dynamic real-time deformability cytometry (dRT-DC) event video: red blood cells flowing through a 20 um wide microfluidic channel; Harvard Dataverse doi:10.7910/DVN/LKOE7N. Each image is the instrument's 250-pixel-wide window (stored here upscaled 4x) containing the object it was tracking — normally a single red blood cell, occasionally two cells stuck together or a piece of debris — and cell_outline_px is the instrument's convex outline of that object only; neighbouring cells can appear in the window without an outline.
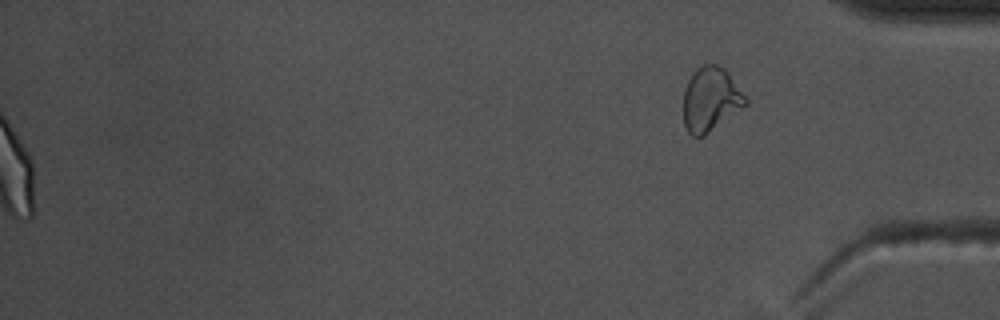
{"species": "common noctule bat (a hibernating species)", "species_latin": "Nyctalus noctula", "temperature_condition": "warm", "stored_images_in_passage": 40, "segment_of_instrument_passage": [2, 2], "camera_frame_rate_fps": 3000, "um_per_image_px": 0.085, "animal": {"sex": "male", "body_mass_g": 17.5, "forearm_length_mm": 52.3}, "frame": {"image": 1, "passage_image": 40, "time_ms": 13.0, "image_size_px": [1000, 320], "cell_outline_px": [[748, 104], [704, 136], [692, 136], [688, 132], [684, 124], [684, 88], [688, 80], [696, 68], [704, 64], [716, 64], [724, 68], [728, 72], [748, 100]], "centroid_in_image_um": [60.4, 8.44], "position_along_channel_um": 374.8, "area_um2": 23.18}}